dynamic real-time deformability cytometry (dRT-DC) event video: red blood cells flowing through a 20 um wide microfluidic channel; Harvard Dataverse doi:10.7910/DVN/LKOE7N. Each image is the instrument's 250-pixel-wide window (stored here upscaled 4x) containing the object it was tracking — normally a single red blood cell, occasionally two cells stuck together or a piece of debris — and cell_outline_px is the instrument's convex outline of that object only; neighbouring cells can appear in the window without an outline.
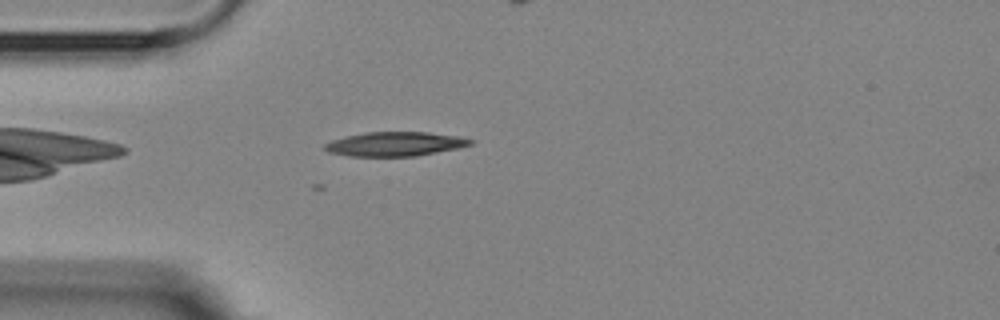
{"species": "Egyptian fruit bat (a non-hibernating species)", "species_latin": "Rousettus aegyptiacus", "temperature_condition": "room temperature", "stored_images_in_passage": 2, "camera_frame_rate_fps": 3000, "um_per_image_px": 0.085, "animal": {"sex": "female"}, "frame": {"image": 1, "passage_image": 1, "time_ms": 0.0, "image_size_px": [1000, 320], "cell_outline_px": [[472, 144], [460, 148], [416, 156], [348, 156], [328, 152], [324, 148], [324, 144], [332, 140], [344, 136], [364, 132], [428, 132], [456, 136], [472, 140]], "centroid_in_image_um": [33.55, 12.24], "position_along_channel_um": 51.5, "area_um2": 20.58}}